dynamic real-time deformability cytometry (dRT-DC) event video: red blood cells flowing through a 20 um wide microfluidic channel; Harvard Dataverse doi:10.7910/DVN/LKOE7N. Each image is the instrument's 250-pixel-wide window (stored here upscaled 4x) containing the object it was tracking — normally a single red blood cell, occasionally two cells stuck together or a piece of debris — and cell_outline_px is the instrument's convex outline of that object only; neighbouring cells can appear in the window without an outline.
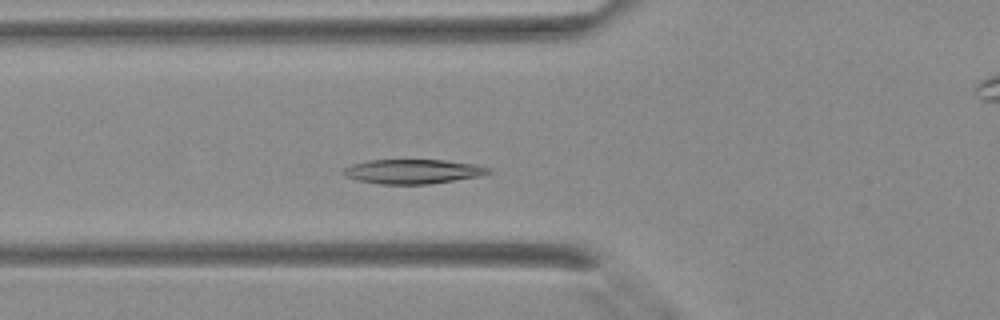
{"species": "Egyptian fruit bat (a non-hibernating species)", "species_latin": "Rousettus aegyptiacus", "temperature_condition": "warm", "stored_images_in_passage": 31, "camera_frame_rate_fps": 3000, "um_per_image_px": 0.085, "animal": {"sex": "female"}, "frame": {"image": 1, "passage_image": 4, "time_ms": 1.0, "image_size_px": [1000, 320], "cell_outline_px": [[492, 172], [480, 176], [428, 184], [380, 184], [360, 180], [348, 176], [340, 172], [344, 168], [352, 164], [368, 160], [444, 160], [476, 164], [492, 168]], "centroid_in_image_um": [35.14, 14.57], "position_along_channel_um": 90.7, "area_um2": 20.58}}
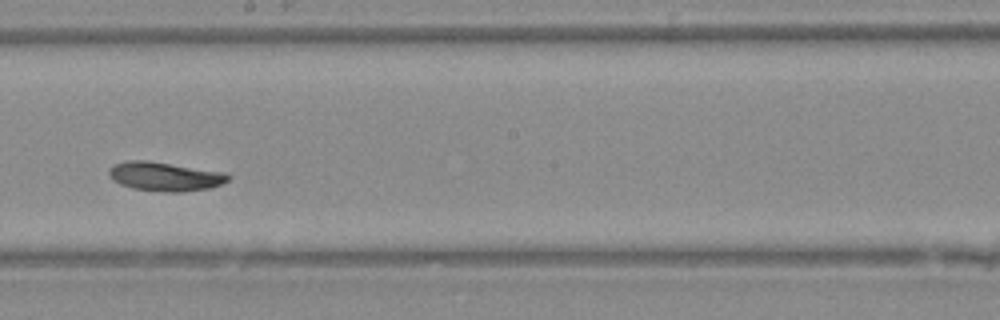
{"frame": {"image": 2, "passage_image": 13, "time_ms": 4.0, "image_size_px": [1000, 320], "cell_outline_px": [[232, 176], [228, 180], [212, 188], [184, 192], [164, 192], [132, 188], [120, 184], [112, 180], [108, 176], [108, 168], [112, 164], [128, 160], [148, 160], [224, 172]], "centroid_in_image_um": [13.98, 15.0], "position_along_channel_um": 234.2, "area_um2": 20.46}}
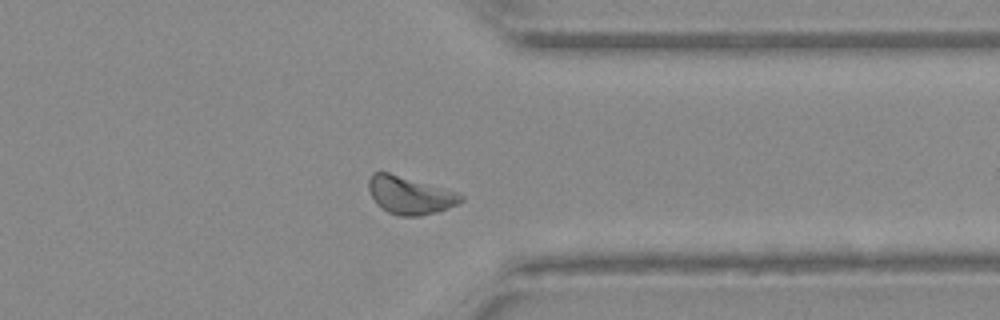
{"frame": {"image": 3, "passage_image": 22, "time_ms": 7.0, "image_size_px": [1000, 320], "cell_outline_px": [[464, 200], [456, 204], [436, 212], [420, 216], [400, 216], [388, 212], [372, 196], [368, 188], [368, 180], [372, 172], [388, 172], [452, 192], [464, 196]], "centroid_in_image_um": [34.79, 16.6], "position_along_channel_um": 376.6, "area_um2": 19.42}}